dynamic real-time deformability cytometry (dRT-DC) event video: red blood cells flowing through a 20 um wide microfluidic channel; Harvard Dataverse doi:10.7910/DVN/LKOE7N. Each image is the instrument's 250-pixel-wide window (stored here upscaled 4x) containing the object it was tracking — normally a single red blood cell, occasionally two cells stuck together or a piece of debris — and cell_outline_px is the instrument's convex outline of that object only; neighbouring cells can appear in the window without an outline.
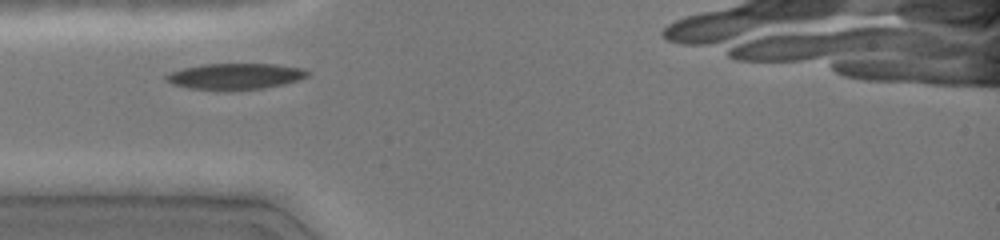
{"species": "common noctule bat (a hibernating species)", "species_latin": "Nyctalus noctula", "temperature_condition": "cold", "stored_images_in_passage": 21, "camera_frame_rate_fps": 3000, "um_per_image_px": 0.085, "animal": {"sex": "female", "body_mass_g": 19.0, "forearm_length_mm": 51.5}, "frame": {"image": 1, "passage_image": 1, "time_ms": 0.0, "image_size_px": [1000, 240], "cell_outline_px": [[312, 72], [308, 76], [284, 84], [264, 88], [188, 88], [172, 84], [164, 80], [164, 76], [172, 72], [184, 68], [204, 64], [276, 64], [304, 68]], "centroid_in_image_um": [20.04, 6.45], "position_along_channel_um": 65.0, "area_um2": 20.87}}
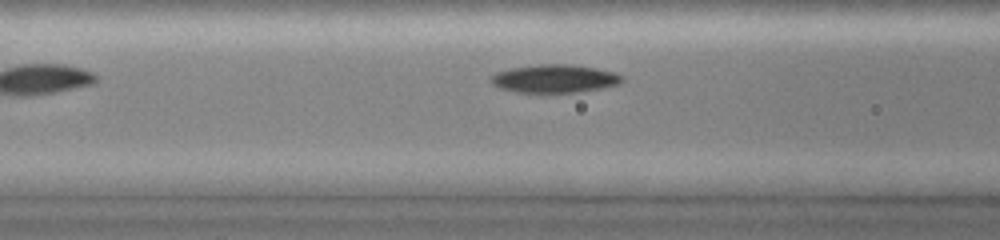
{"frame": {"image": 2, "passage_image": 9, "time_ms": 1.333, "image_size_px": [1000, 240], "cell_outline_px": [[624, 80], [620, 84], [600, 88], [576, 92], [544, 96], [512, 92], [500, 88], [492, 84], [488, 80], [488, 76], [496, 72], [512, 68], [540, 64], [568, 64], [596, 68], [612, 72], [624, 76]], "centroid_in_image_um": [47.06, 6.73], "position_along_channel_um": 119.5, "area_um2": 22.48}}
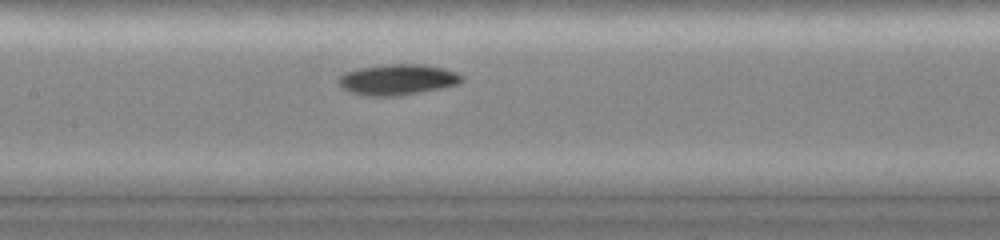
{"frame": {"image": 3, "passage_image": 18, "time_ms": 2.667, "image_size_px": [1000, 240], "cell_outline_px": [[464, 80], [460, 84], [400, 96], [368, 96], [352, 92], [344, 88], [336, 80], [340, 76], [348, 72], [360, 68], [384, 64], [420, 64], [444, 68], [456, 72], [464, 76]], "centroid_in_image_um": [33.85, 6.76], "position_along_channel_um": 173.6, "area_um2": 22.02}}